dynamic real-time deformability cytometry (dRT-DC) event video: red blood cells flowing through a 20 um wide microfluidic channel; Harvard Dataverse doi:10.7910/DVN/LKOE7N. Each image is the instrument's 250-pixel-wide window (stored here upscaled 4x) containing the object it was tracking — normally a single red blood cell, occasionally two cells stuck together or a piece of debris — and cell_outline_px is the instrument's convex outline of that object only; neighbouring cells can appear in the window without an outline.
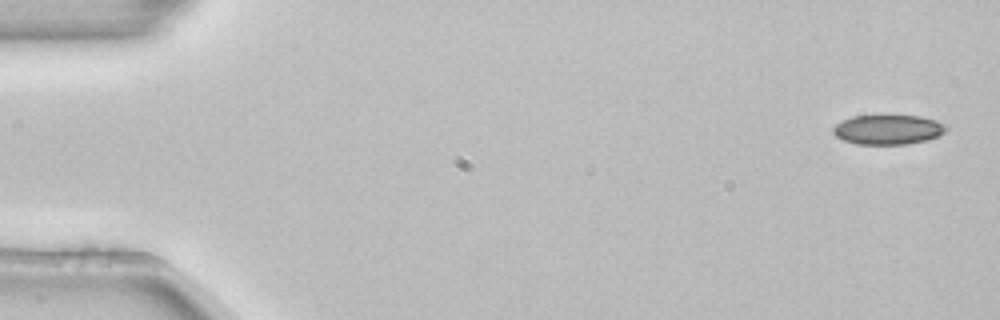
{"species": "common noctule bat (a hibernating species)", "species_latin": "Nyctalus noctula", "temperature_condition": "room temperature", "stored_images_in_passage": 3, "camera_frame_rate_fps": 3000, "um_per_image_px": 0.085, "animal": {"sex": "female", "body_mass_g": 22.7, "forearm_length_mm": 54.2}, "frame": {"image": 1, "passage_image": 1, "time_ms": 0.0, "image_size_px": [1000, 320], "cell_outline_px": [[948, 128], [940, 136], [908, 144], [856, 144], [844, 140], [836, 136], [832, 132], [832, 128], [836, 124], [852, 116], [880, 112], [920, 116], [936, 120], [948, 124]], "centroid_in_image_um": [75.5, 10.95], "position_along_channel_um": 9.5, "area_um2": 20.52}}